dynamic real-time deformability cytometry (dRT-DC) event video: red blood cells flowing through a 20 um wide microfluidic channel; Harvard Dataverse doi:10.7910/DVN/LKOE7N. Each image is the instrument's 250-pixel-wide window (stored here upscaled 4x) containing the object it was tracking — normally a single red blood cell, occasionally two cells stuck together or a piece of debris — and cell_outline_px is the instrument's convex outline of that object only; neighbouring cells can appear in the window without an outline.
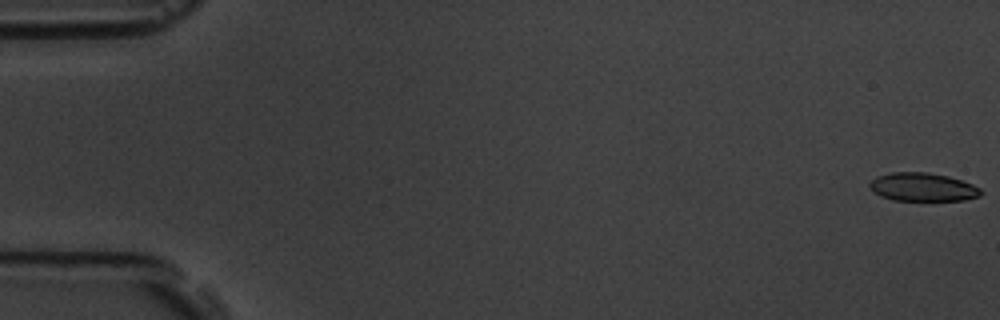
{"species": "common noctule bat (a hibernating species)", "species_latin": "Nyctalus noctula", "temperature_condition": "room temperature", "stored_images_in_passage": 5, "camera_frame_rate_fps": 3000, "um_per_image_px": 0.085, "animal": {"sex": "male", "body_mass_g": 19.5, "forearm_length_mm": 54.6}, "frame": {"image": 1, "passage_image": 1, "time_ms": 0.0, "image_size_px": [1000, 320], "cell_outline_px": [[984, 192], [980, 196], [964, 200], [892, 200], [880, 196], [868, 184], [876, 176], [892, 172], [928, 172], [948, 176], [972, 184], [980, 188]], "centroid_in_image_um": [78.45, 15.9], "position_along_channel_um": 6.6, "area_um2": 18.32}}
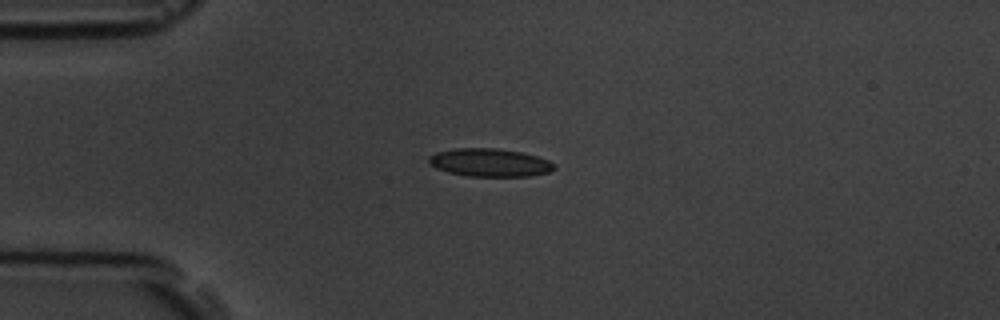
{"frame": {"image": 2, "passage_image": 5, "time_ms": 4.667, "image_size_px": [1000, 320], "cell_outline_px": [[556, 168], [548, 172], [532, 176], [468, 176], [448, 172], [436, 168], [428, 164], [428, 156], [436, 152], [456, 148], [496, 148], [520, 152], [536, 156], [548, 160], [556, 164]], "centroid_in_image_um": [41.61, 13.82], "position_along_channel_um": 43.4, "area_um2": 20.58}}